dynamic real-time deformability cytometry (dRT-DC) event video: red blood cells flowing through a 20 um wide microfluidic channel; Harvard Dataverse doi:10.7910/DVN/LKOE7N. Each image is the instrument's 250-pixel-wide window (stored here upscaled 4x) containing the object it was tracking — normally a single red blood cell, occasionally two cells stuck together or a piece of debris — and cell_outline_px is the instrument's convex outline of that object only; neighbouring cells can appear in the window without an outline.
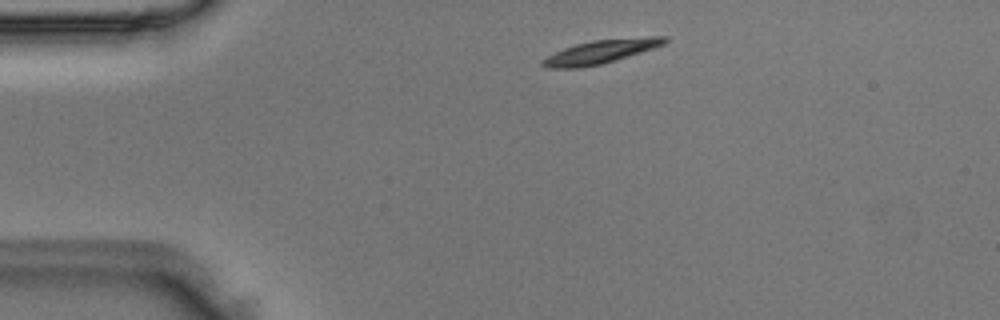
{"species": "Egyptian fruit bat (a non-hibernating species)", "species_latin": "Rousettus aegyptiacus", "temperature_condition": "room temperature", "stored_images_in_passage": 2, "camera_frame_rate_fps": 3000, "um_per_image_px": 0.085, "animal": {"sex": "male"}, "frame": {"image": 1, "passage_image": 1, "time_ms": 0.0, "image_size_px": [1000, 320], "cell_outline_px": [[668, 40], [664, 44], [616, 60], [600, 64], [580, 68], [548, 68], [540, 64], [540, 60], [564, 48], [576, 44], [592, 40], [648, 36], [668, 36]], "centroid_in_image_um": [51.05, 4.39], "position_along_channel_um": 33.9, "area_um2": 16.7}}